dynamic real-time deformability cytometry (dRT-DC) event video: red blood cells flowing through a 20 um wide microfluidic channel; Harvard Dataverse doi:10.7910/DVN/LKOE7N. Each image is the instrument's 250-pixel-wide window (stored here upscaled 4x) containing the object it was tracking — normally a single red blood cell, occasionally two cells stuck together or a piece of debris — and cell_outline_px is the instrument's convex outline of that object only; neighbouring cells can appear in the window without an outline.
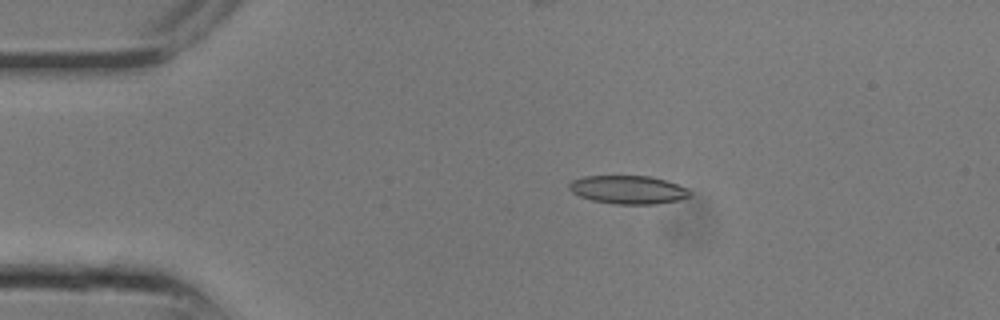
{"species": "common noctule bat (a hibernating species)", "species_latin": "Nyctalus noctula", "temperature_condition": "room temperature", "stored_images_in_passage": 14, "camera_frame_rate_fps": 3000, "um_per_image_px": 0.085, "animal": {"sex": "male", "body_mass_g": 13.3}, "frame": {"image": 1, "passage_image": 5, "time_ms": 1.333, "image_size_px": [1000, 320], "cell_outline_px": [[692, 196], [680, 200], [656, 204], [616, 204], [592, 200], [580, 196], [572, 192], [568, 188], [568, 184], [572, 180], [584, 176], [648, 176], [664, 180], [688, 188], [692, 192]], "centroid_in_image_um": [53.41, 16.13], "position_along_channel_um": 31.6, "area_um2": 20.0}}
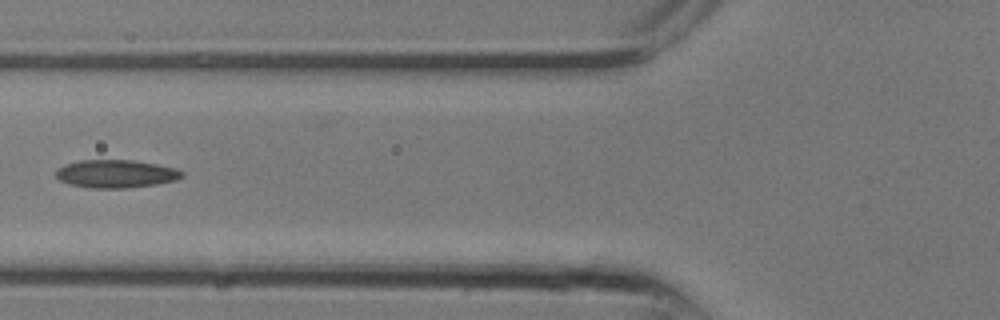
{"frame": {"image": 2, "passage_image": 10, "time_ms": 3.0, "image_size_px": [1000, 320], "cell_outline_px": [[184, 176], [176, 180], [156, 184], [124, 188], [92, 188], [72, 184], [60, 180], [56, 176], [56, 168], [64, 164], [80, 160], [132, 160], [156, 164], [176, 168], [184, 172]], "centroid_in_image_um": [9.86, 14.76], "position_along_channel_um": 115.9, "area_um2": 20.52}}
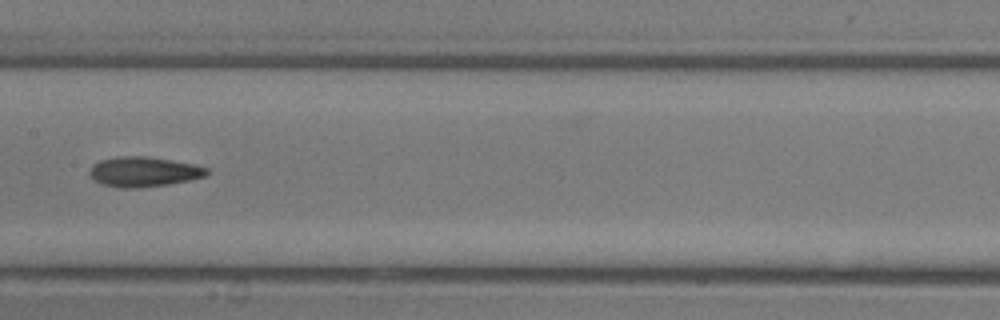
{"frame": {"image": 3, "passage_image": 13, "time_ms": 4.0, "image_size_px": [1000, 320], "cell_outline_px": [[208, 176], [168, 184], [140, 188], [124, 188], [104, 184], [96, 180], [88, 172], [92, 164], [100, 160], [116, 156], [148, 156], [196, 164], [208, 168]], "centroid_in_image_um": [12.24, 14.58], "position_along_channel_um": 195.2, "area_um2": 20.52}}